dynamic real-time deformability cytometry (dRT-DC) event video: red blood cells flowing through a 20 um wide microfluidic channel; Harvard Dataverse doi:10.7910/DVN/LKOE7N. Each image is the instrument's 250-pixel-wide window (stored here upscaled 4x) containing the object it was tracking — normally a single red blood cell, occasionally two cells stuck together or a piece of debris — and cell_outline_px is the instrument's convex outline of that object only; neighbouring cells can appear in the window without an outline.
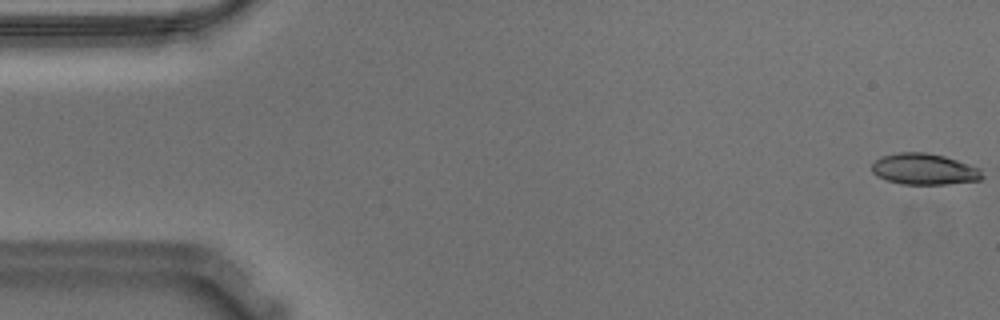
{"species": "Egyptian fruit bat (a non-hibernating species)", "species_latin": "Rousettus aegyptiacus", "temperature_condition": "warm", "stored_images_in_passage": 56, "camera_frame_rate_fps": 3000, "um_per_image_px": 0.085, "animal": {"sex": "male"}, "frame": {"image": 1, "passage_image": 1, "time_ms": 0.0, "image_size_px": [1000, 320], "cell_outline_px": [[984, 176], [980, 180], [948, 184], [900, 184], [876, 176], [872, 172], [872, 164], [880, 156], [896, 152], [924, 152], [944, 156], [980, 168]], "centroid_in_image_um": [78.54, 14.37], "position_along_channel_um": 6.5, "area_um2": 20.11}}
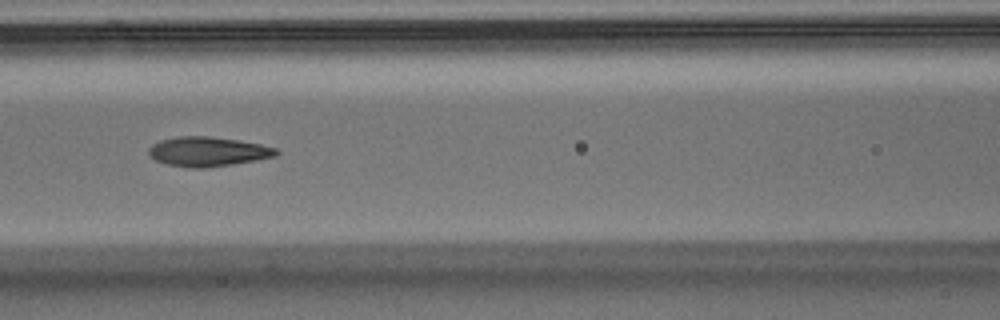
{"frame": {"image": 2, "passage_image": 24, "time_ms": 7.667, "image_size_px": [1000, 320], "cell_outline_px": [[280, 152], [276, 156], [256, 160], [232, 164], [204, 168], [188, 168], [164, 164], [156, 160], [148, 152], [148, 148], [152, 144], [160, 140], [180, 136], [212, 136], [240, 140], [260, 144], [276, 148]], "centroid_in_image_um": [17.66, 12.88], "position_along_channel_um": 148.9, "area_um2": 22.08}}
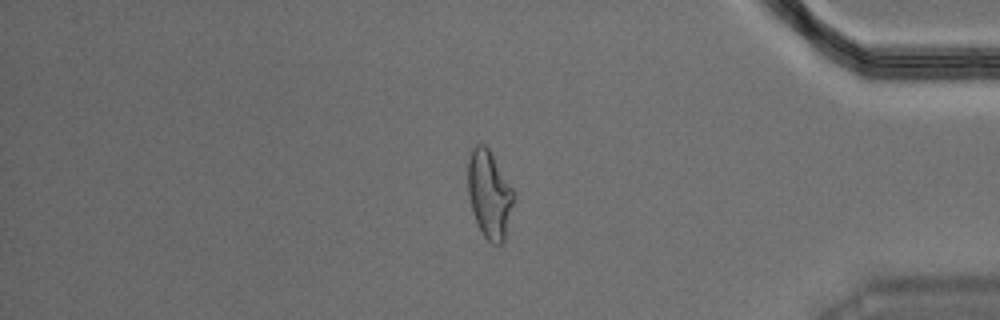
{"frame": {"image": 3, "passage_image": 47, "time_ms": 15.333, "image_size_px": [1000, 320], "cell_outline_px": [[516, 192], [504, 240], [500, 244], [492, 244], [484, 236], [476, 220], [468, 196], [468, 160], [472, 148], [476, 144], [484, 144], [488, 148]], "centroid_in_image_um": [41.61, 16.49], "position_along_channel_um": 393.6, "area_um2": 23.29}, "authors_computed_cell_mechanics": {"area_um2": 21.5016, "velocity_mm_per_s": 3.5909, "shape_relaxation_time_tau1_ms": 10.2712, "shape_relaxation_time_tau2_ms": 2.1796, "deformation_change_tau1": 0.2613, "deformation_change_tau2": 0.0962}}